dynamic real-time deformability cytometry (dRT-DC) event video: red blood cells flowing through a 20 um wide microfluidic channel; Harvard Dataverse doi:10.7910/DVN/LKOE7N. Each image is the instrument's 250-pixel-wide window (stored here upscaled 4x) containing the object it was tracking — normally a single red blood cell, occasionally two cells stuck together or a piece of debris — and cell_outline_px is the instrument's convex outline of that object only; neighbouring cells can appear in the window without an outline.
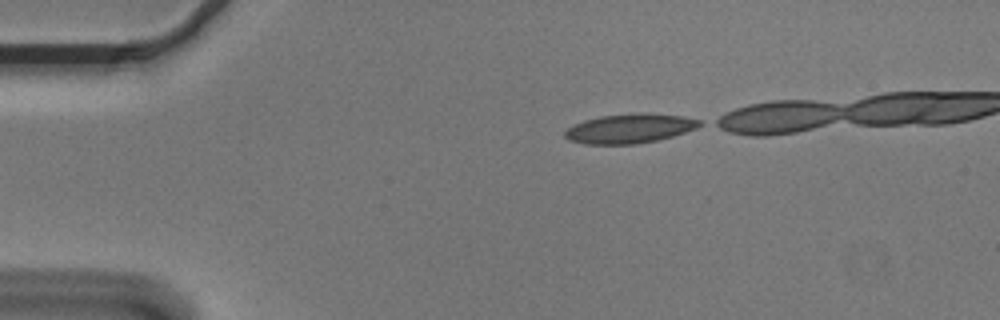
{"species": "Egyptian fruit bat (a non-hibernating species)", "species_latin": "Rousettus aegyptiacus", "temperature_condition": "cold", "stored_images_in_passage": 15, "camera_frame_rate_fps": 3000, "um_per_image_px": 0.085, "animal": {"sex": "male"}, "frame": {"image": 1, "passage_image": 1, "time_ms": 0.0, "image_size_px": [1000, 320], "cell_outline_px": [[704, 124], [696, 128], [672, 136], [656, 140], [636, 144], [584, 144], [568, 140], [564, 136], [564, 132], [572, 124], [584, 120], [600, 116], [684, 116], [704, 120]], "centroid_in_image_um": [53.47, 10.97], "position_along_channel_um": 31.5, "area_um2": 22.08}}
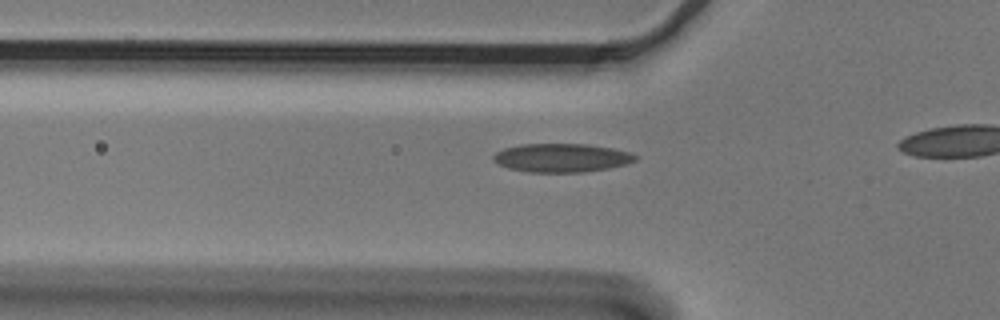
{"frame": {"image": 2, "passage_image": 9, "time_ms": 2.667, "image_size_px": [1000, 320], "cell_outline_px": [[640, 156], [636, 160], [628, 164], [608, 168], [584, 172], [528, 172], [508, 168], [492, 160], [492, 156], [496, 152], [504, 148], [520, 144], [588, 144], [612, 148], [632, 152]], "centroid_in_image_um": [47.77, 13.41], "position_along_channel_um": 78.0, "area_um2": 23.87}}
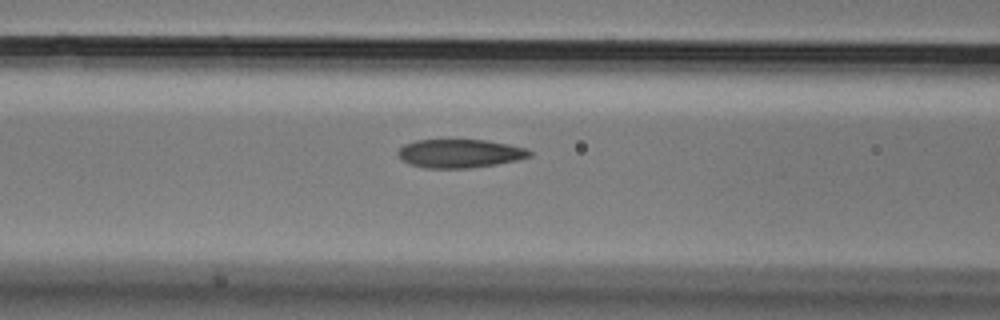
{"frame": {"image": 3, "passage_image": 13, "time_ms": 4.0, "image_size_px": [1000, 320], "cell_outline_px": [[532, 156], [516, 160], [496, 164], [472, 168], [424, 168], [408, 164], [400, 160], [396, 152], [404, 144], [416, 140], [488, 140], [508, 144], [524, 148], [532, 152]], "centroid_in_image_um": [39.03, 13.05], "position_along_channel_um": 127.6, "area_um2": 22.02}}